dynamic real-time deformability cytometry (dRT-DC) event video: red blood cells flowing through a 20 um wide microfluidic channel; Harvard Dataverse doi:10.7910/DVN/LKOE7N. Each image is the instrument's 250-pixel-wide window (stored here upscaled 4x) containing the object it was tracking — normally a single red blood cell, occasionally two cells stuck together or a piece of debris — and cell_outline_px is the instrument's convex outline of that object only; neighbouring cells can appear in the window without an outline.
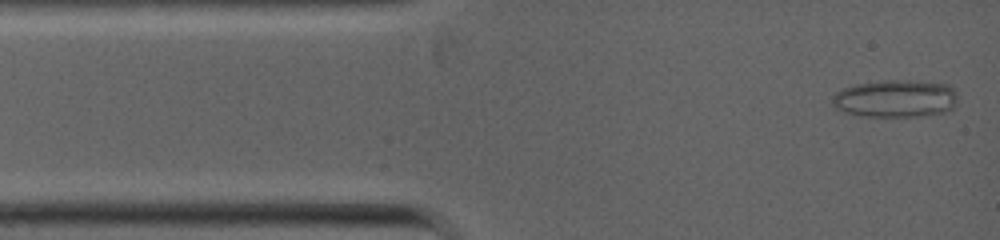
{"species": "common noctule bat (a hibernating species)", "species_latin": "Nyctalus noctula", "temperature_condition": "warm", "stored_images_in_passage": 10, "camera_frame_rate_fps": 5000, "um_per_image_px": 0.085, "animal": {"sex": "female", "body_mass_g": 19.0, "forearm_length_mm": 53.3}, "frame": {"image": 1, "passage_image": 1, "time_ms": 0.0, "image_size_px": [1000, 240], "cell_outline_px": [[956, 100], [952, 108], [944, 112], [920, 116], [864, 116], [844, 112], [832, 108], [832, 96], [836, 92], [844, 88], [856, 84], [880, 80], [904, 80], [948, 84], [956, 92]], "centroid_in_image_um": [76.07, 8.38], "position_along_channel_um": 8.9, "area_um2": 27.46}}
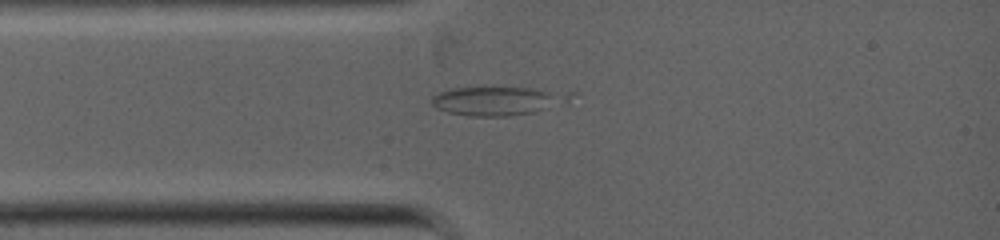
{"frame": {"image": 2, "passage_image": 5, "time_ms": 1.8, "image_size_px": [1000, 240], "cell_outline_px": [[548, 96], [540, 108], [532, 112], [512, 116], [472, 116], [448, 112], [436, 108], [432, 104], [432, 96], [440, 92], [452, 88], [532, 88], [548, 92]], "centroid_in_image_um": [41.64, 8.6], "position_along_channel_um": 43.4, "area_um2": 20.11}}